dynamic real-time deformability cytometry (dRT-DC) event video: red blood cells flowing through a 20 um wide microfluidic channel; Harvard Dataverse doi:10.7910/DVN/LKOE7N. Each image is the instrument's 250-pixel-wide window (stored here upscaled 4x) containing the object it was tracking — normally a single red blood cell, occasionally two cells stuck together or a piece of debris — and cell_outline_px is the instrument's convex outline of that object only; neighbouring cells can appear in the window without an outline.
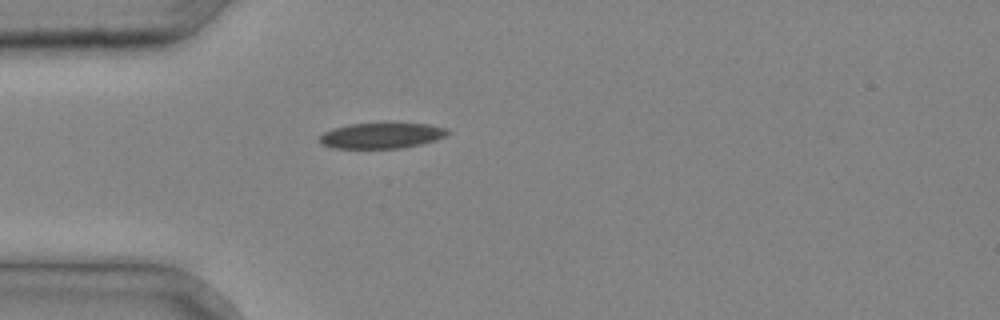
{"species": "common noctule bat (a hibernating species)", "species_latin": "Nyctalus noctula", "temperature_condition": "cold", "stored_images_in_passage": 26, "camera_frame_rate_fps": 3000, "um_per_image_px": 0.085, "animal": {"sex": "male", "body_mass_g": 20.4}, "frame": {"image": 1, "passage_image": 1, "time_ms": 0.0, "image_size_px": [1000, 320], "cell_outline_px": [[452, 132], [448, 136], [436, 140], [420, 144], [400, 148], [332, 148], [320, 144], [320, 136], [324, 132], [332, 128], [348, 124], [428, 124], [448, 128]], "centroid_in_image_um": [32.46, 11.53], "position_along_channel_um": 52.5, "area_um2": 19.13}}
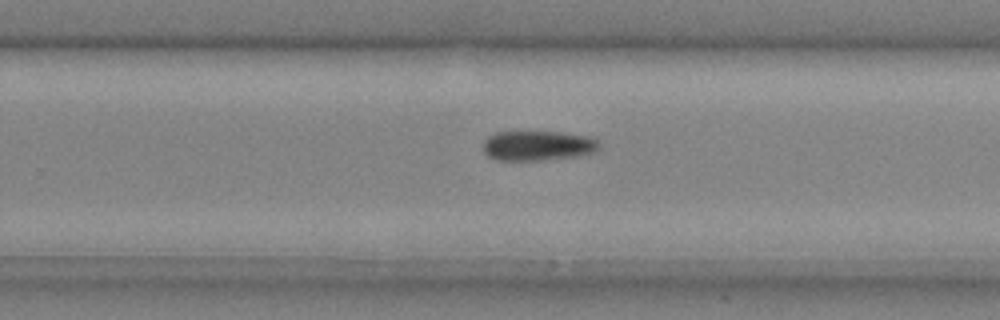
{"frame": {"image": 2, "passage_image": 15, "time_ms": 4.667, "image_size_px": [1000, 320], "cell_outline_px": [[600, 148], [596, 152], [584, 156], [544, 160], [496, 160], [488, 156], [484, 152], [484, 140], [488, 136], [496, 132], [564, 132], [592, 136], [600, 140]], "centroid_in_image_um": [45.82, 12.38], "position_along_channel_um": 284.0, "area_um2": 20.75}}
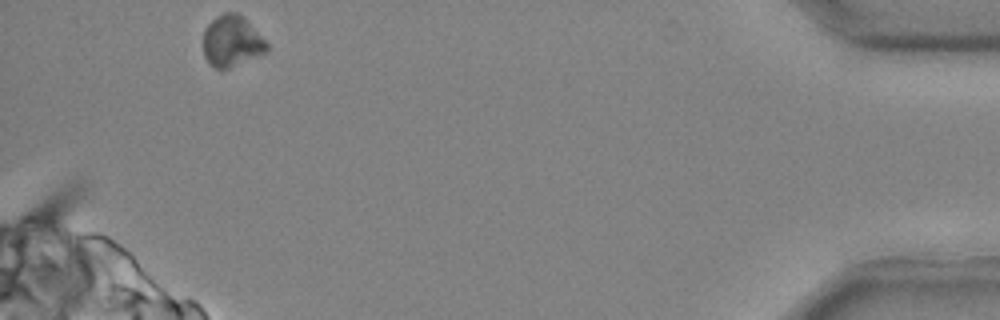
{"frame": {"image": 3, "passage_image": 26, "time_ms": 8.333, "image_size_px": [1000, 320], "cell_outline_px": [[268, 48], [264, 52], [228, 68], [216, 68], [208, 64], [204, 56], [204, 32], [208, 24], [216, 16], [224, 12], [236, 12], [244, 16], [268, 44]], "centroid_in_image_um": [19.68, 3.47], "position_along_channel_um": 415.5, "area_um2": 18.67}}